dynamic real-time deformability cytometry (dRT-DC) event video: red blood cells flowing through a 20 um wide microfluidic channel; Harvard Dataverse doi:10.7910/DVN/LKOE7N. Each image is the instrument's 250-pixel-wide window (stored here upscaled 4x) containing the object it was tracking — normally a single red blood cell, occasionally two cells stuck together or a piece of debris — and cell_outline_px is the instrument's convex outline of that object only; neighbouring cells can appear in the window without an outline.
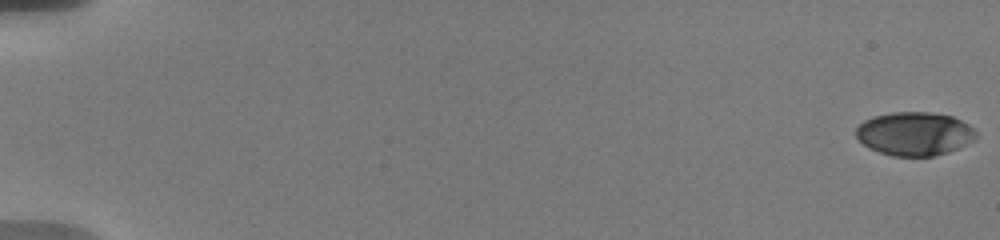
{"species": "human", "species_latin": "Homo sapiens", "temperature_condition": "warm", "stored_images_in_passage": 109, "camera_frame_rate_fps": 3000, "um_per_image_px": 0.085, "donor": {"sex": "male"}, "frame": {"image": 1, "passage_image": 1, "time_ms": 0.0, "image_size_px": [1000, 240], "cell_outline_px": [[976, 140], [948, 152], [932, 156], [892, 156], [868, 148], [856, 136], [856, 128], [864, 120], [872, 116], [892, 112], [932, 112], [952, 116], [976, 128]], "centroid_in_image_um": [77.75, 11.36], "position_along_channel_um": 7.3, "area_um2": 30.63}}
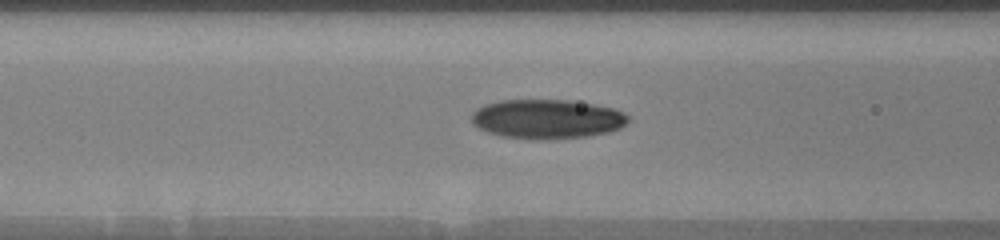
{"frame": {"image": 2, "passage_image": 39, "time_ms": 8.333, "image_size_px": [1000, 240], "cell_outline_px": [[628, 120], [620, 128], [608, 132], [584, 136], [504, 136], [488, 132], [472, 124], [472, 112], [476, 108], [484, 104], [500, 100], [568, 100], [616, 108], [624, 112], [628, 116]], "centroid_in_image_um": [46.5, 10.05], "position_along_channel_um": 120.1, "area_um2": 34.62}}
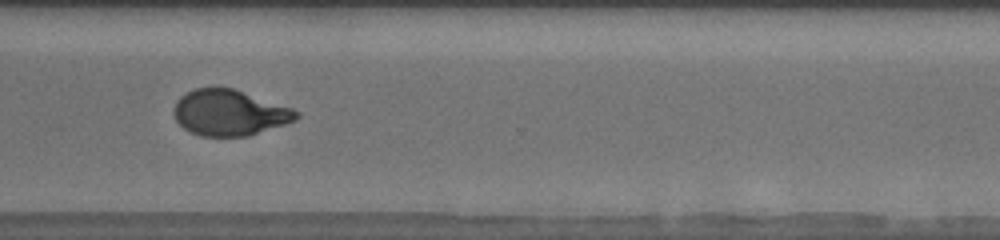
{"frame": {"image": 3, "passage_image": 89, "time_ms": 14.667, "image_size_px": [1000, 240], "cell_outline_px": [[300, 116], [296, 120], [248, 136], [200, 136], [184, 128], [176, 120], [172, 112], [176, 100], [180, 96], [196, 88], [232, 88], [292, 108], [300, 112]], "centroid_in_image_um": [19.49, 9.58], "position_along_channel_um": 351.1, "area_um2": 32.48}, "authors_computed_cell_mechanics": {"area_um2": 33.6396, "velocity_mm_per_s": 3.6522, "shape_relaxation_time_tau1_ms": 4.9391, "shape_relaxation_time_tau2_ms": 1.1995, "deformation_change_tau1": 0.2042, "deformation_change_tau2": 0.0599}}